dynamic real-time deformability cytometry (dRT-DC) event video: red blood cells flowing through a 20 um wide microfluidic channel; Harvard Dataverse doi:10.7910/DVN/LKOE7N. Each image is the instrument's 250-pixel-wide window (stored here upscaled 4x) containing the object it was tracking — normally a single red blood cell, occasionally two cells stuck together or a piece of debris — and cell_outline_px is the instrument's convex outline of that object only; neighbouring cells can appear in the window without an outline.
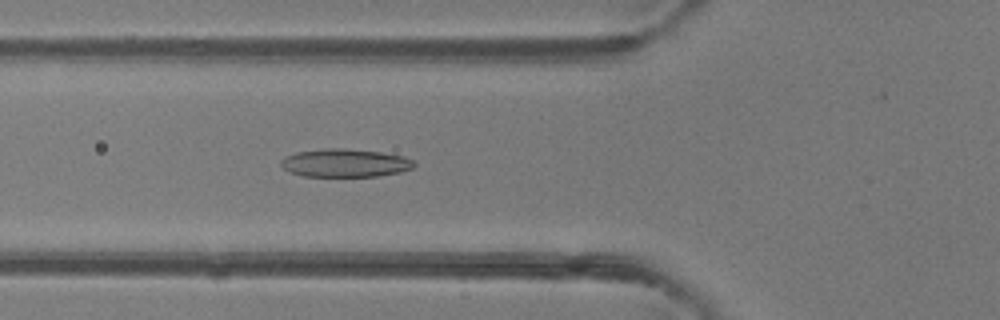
{"species": "common noctule bat (a hibernating species)", "species_latin": "Nyctalus noctula", "temperature_condition": "room temperature", "stored_images_in_passage": 36, "camera_frame_rate_fps": 3000, "um_per_image_px": 0.085, "animal": {"sex": "female"}, "frame": {"image": 1, "passage_image": 9, "time_ms": 2.667, "image_size_px": [1000, 320], "cell_outline_px": [[416, 164], [412, 168], [400, 172], [380, 176], [304, 176], [292, 172], [284, 168], [280, 164], [280, 160], [284, 156], [296, 152], [324, 148], [344, 148], [380, 152], [404, 156], [412, 160]], "centroid_in_image_um": [29.32, 13.84], "position_along_channel_um": 96.5, "area_um2": 21.85}}
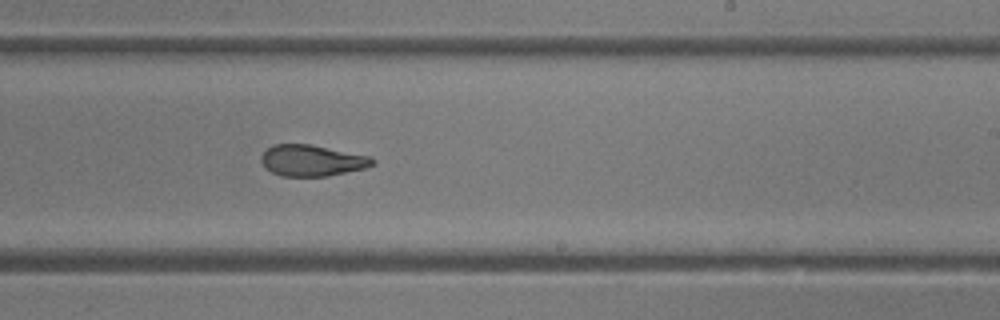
{"frame": {"image": 2, "passage_image": 21, "time_ms": 6.667, "image_size_px": [1000, 320], "cell_outline_px": [[376, 164], [364, 168], [328, 176], [280, 176], [264, 168], [260, 160], [260, 156], [272, 144], [308, 144], [372, 156], [376, 160]], "centroid_in_image_um": [26.51, 13.64], "position_along_channel_um": 262.5, "area_um2": 20.4}}
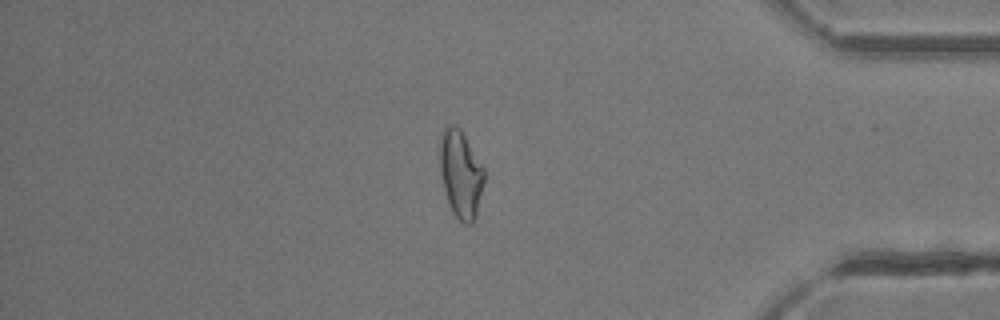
{"frame": {"image": 3, "passage_image": 33, "time_ms": 10.667, "image_size_px": [1000, 320], "cell_outline_px": [[484, 180], [476, 216], [472, 224], [464, 224], [452, 212], [444, 188], [440, 172], [440, 140], [444, 128], [452, 124], [460, 128], [484, 168]], "centroid_in_image_um": [39.16, 14.8], "position_along_channel_um": 396.0, "area_um2": 22.31}, "authors_computed_cell_mechanics": {"area_um2": 21.4149, "velocity_mm_per_s": 4.1439, "shape_relaxation_time_tau1_ms": 7.3134, "shape_relaxation_time_tau2_ms": 1.585, "deformation_change_tau1": 0.2067, "deformation_change_tau2": 0.0811}}